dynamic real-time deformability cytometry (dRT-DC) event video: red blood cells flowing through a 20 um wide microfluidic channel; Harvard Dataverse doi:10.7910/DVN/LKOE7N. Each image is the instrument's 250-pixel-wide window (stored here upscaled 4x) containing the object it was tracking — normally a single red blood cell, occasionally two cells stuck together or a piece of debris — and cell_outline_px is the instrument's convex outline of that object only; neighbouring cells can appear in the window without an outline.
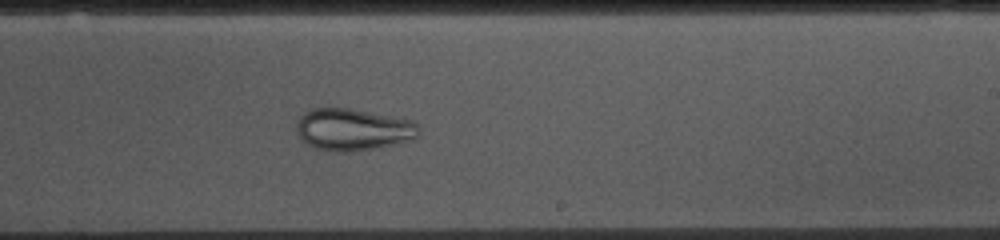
{"species": "common noctule bat (a hibernating species)", "species_latin": "Nyctalus noctula", "temperature_condition": "cold", "stored_images_in_passage": 54, "camera_frame_rate_fps": 3000, "um_per_image_px": 0.085, "animal": {"sex": "female", "body_mass_g": 10.0, "forearm_length_mm": 53.1}, "frame": {"image": 1, "passage_image": 31, "time_ms": 10.0, "image_size_px": [1000, 240], "cell_outline_px": [[420, 132], [416, 140], [396, 144], [348, 152], [332, 152], [312, 148], [296, 132], [296, 124], [300, 116], [304, 112], [312, 108], [348, 108], [412, 120], [416, 124]], "centroid_in_image_um": [30.0, 11.02], "position_along_channel_um": 259.0, "area_um2": 30.06}}
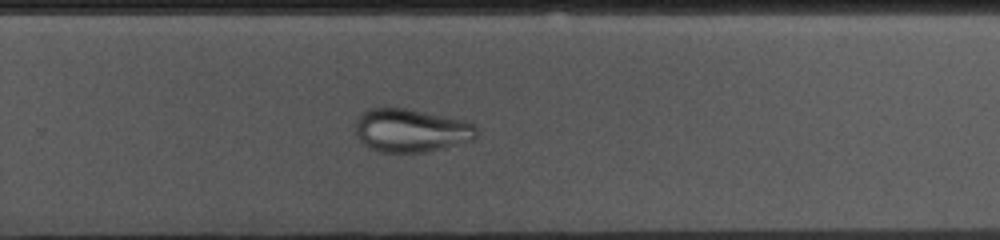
{"frame": {"image": 2, "passage_image": 34, "time_ms": 11.0, "image_size_px": [1000, 240], "cell_outline_px": [[480, 132], [476, 140], [424, 152], [380, 152], [364, 144], [360, 140], [356, 132], [356, 124], [360, 112], [368, 108], [404, 108], [468, 120]], "centroid_in_image_um": [34.99, 11.08], "position_along_channel_um": 294.8, "area_um2": 30.75}}
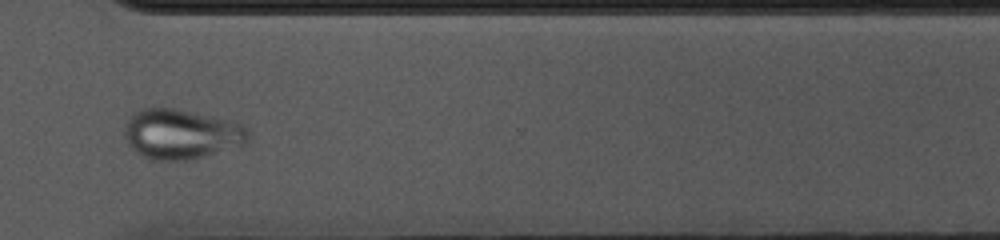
{"frame": {"image": 3, "passage_image": 39, "time_ms": 12.667, "image_size_px": [1000, 240], "cell_outline_px": [[248, 140], [244, 144], [192, 160], [160, 160], [144, 156], [136, 152], [128, 144], [124, 136], [124, 124], [136, 112], [144, 108], [176, 108], [244, 124], [248, 128]], "centroid_in_image_um": [15.4, 11.4], "position_along_channel_um": 355.2, "area_um2": 35.78}}